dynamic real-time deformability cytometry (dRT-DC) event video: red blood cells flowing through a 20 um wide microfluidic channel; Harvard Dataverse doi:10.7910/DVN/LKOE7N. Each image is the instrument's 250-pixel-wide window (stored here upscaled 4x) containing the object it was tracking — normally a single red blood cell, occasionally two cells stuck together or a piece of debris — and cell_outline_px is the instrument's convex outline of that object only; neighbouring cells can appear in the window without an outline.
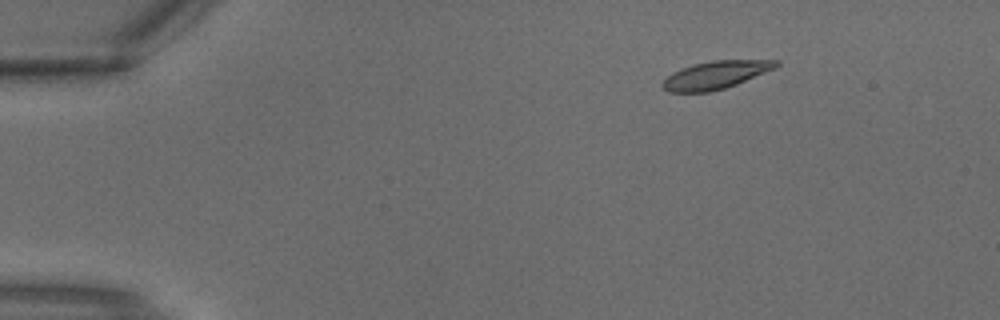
{"species": "common noctule bat (a hibernating species)", "species_latin": "Nyctalus noctula", "temperature_condition": "warm", "stored_images_in_passage": 3, "camera_frame_rate_fps": 3000, "um_per_image_px": 0.085, "animal": {"sex": "male", "body_mass_g": 18.8}, "frame": {"image": 1, "passage_image": 2, "time_ms": 0.333, "image_size_px": [1000, 320], "cell_outline_px": [[780, 64], [776, 68], [736, 84], [724, 88], [708, 92], [668, 92], [660, 84], [672, 72], [692, 64], [712, 60], [780, 60]], "centroid_in_image_um": [60.83, 6.36], "position_along_channel_um": 24.2, "area_um2": 18.38}}